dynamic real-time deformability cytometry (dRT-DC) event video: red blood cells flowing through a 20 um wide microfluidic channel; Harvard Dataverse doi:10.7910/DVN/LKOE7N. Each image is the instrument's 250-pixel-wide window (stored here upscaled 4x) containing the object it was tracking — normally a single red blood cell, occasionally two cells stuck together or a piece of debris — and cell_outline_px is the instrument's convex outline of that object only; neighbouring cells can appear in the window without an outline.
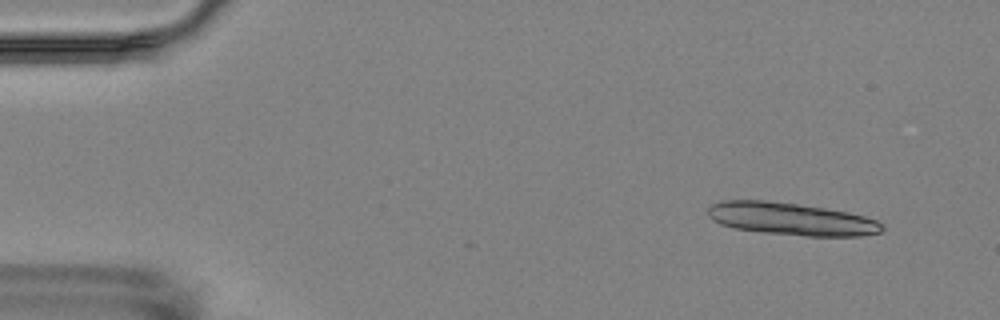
{"species": "Egyptian fruit bat (a non-hibernating species)", "species_latin": "Rousettus aegyptiacus", "temperature_condition": "room temperature", "stored_images_in_passage": 6, "camera_frame_rate_fps": 3000, "um_per_image_px": 0.085, "animal": {"sex": "female"}, "frame": {"image": 1, "passage_image": 2, "time_ms": 1.0, "image_size_px": [1000, 320], "cell_outline_px": [[884, 228], [880, 232], [860, 236], [804, 236], [764, 232], [736, 228], [720, 224], [712, 220], [708, 216], [708, 208], [712, 204], [720, 200], [764, 200], [796, 204], [824, 208], [848, 212], [864, 216], [876, 220], [884, 224]], "centroid_in_image_um": [67.24, 18.61], "position_along_channel_um": 17.8, "area_um2": 32.89}}